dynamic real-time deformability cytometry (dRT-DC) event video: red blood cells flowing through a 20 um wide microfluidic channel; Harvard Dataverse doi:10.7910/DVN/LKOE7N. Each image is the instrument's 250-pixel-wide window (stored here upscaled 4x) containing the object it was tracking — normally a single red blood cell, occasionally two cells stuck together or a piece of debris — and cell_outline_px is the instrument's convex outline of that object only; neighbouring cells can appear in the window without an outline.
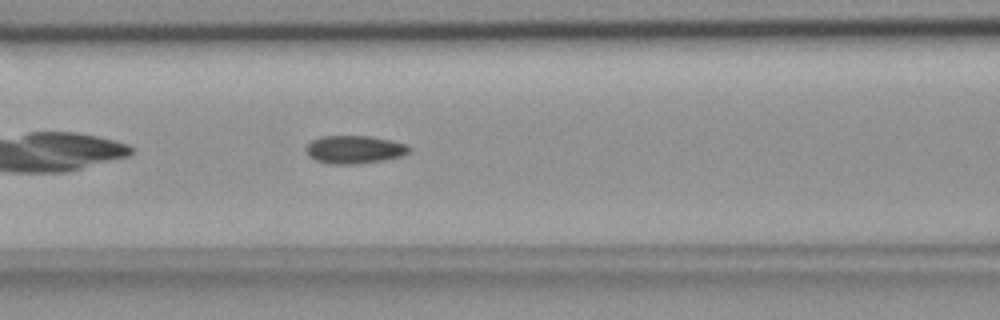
{"species": "common noctule bat (a hibernating species)", "species_latin": "Nyctalus noctula", "temperature_condition": "room temperature", "stored_images_in_passage": 39, "camera_frame_rate_fps": 3000, "um_per_image_px": 0.085, "animal": {"sex": "female", "body_mass_g": 18.4}, "frame": {"image": 1, "passage_image": 8, "time_ms": 2.333, "image_size_px": [1000, 320], "cell_outline_px": [[412, 152], [404, 156], [384, 160], [356, 164], [328, 164], [316, 160], [308, 156], [304, 148], [312, 140], [320, 136], [372, 136], [392, 140], [408, 144], [412, 148]], "centroid_in_image_um": [30.18, 12.71], "position_along_channel_um": 136.4, "area_um2": 17.28}}
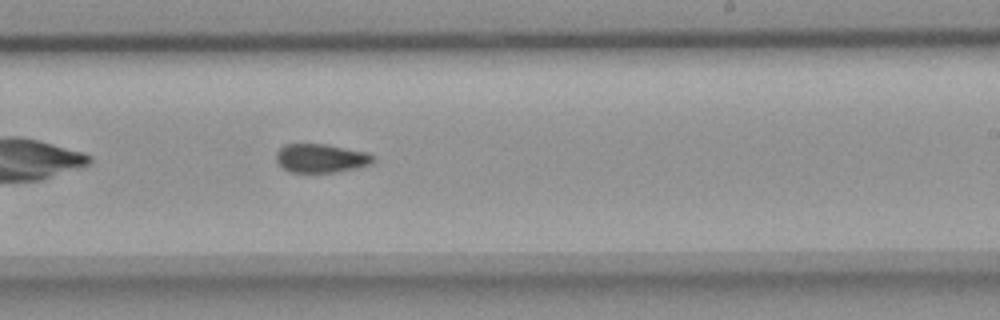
{"frame": {"image": 2, "passage_image": 18, "time_ms": 5.667, "image_size_px": [1000, 320], "cell_outline_px": [[376, 160], [372, 164], [356, 168], [336, 172], [288, 172], [276, 160], [276, 152], [284, 144], [324, 144], [368, 152], [376, 156]], "centroid_in_image_um": [27.32, 13.45], "position_along_channel_um": 261.7, "area_um2": 16.36}}
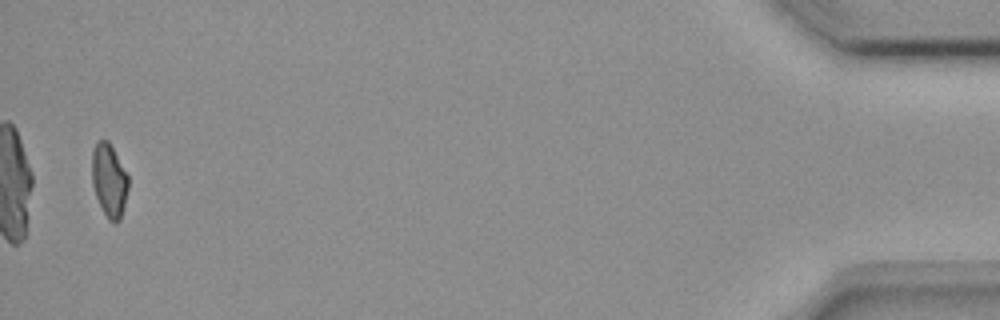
{"frame": {"image": 3, "passage_image": 38, "time_ms": 12.333, "image_size_px": [1000, 320], "cell_outline_px": [[128, 188], [120, 220], [108, 220], [96, 196], [92, 184], [92, 148], [96, 140], [108, 140], [128, 176]], "centroid_in_image_um": [9.25, 15.27], "position_along_channel_um": 425.9, "area_um2": 15.26}, "authors_computed_cell_mechanics": {"area_um2": 16.3574, "velocity_mm_per_s": 3.7764, "shape_relaxation_time_tau1_ms": null, "shape_relaxation_time_tau2_ms": 4.6695, "deformation_change_tau1": null, "deformation_change_tau2": 0.085}}